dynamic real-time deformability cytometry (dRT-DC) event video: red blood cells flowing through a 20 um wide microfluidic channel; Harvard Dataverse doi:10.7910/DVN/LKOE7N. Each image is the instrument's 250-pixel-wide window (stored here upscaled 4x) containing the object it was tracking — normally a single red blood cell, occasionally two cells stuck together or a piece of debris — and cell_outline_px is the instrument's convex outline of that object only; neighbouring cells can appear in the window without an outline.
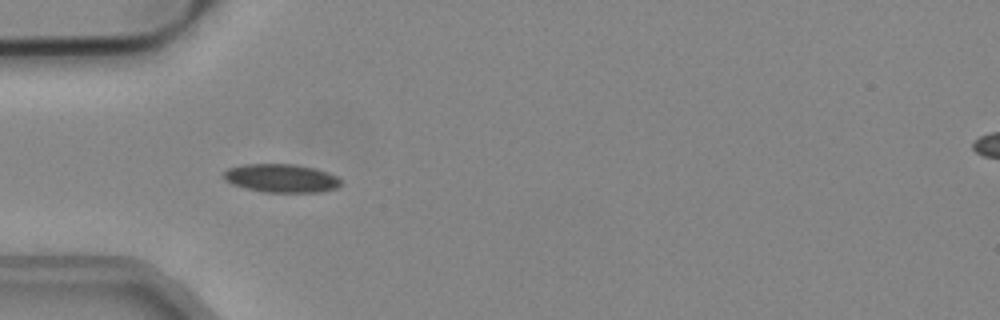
{"species": "common noctule bat (a hibernating species)", "species_latin": "Nyctalus noctula", "temperature_condition": "cold", "stored_images_in_passage": 36, "camera_frame_rate_fps": 3000, "um_per_image_px": 0.085, "animal": {"sex": "male", "body_mass_g": 19.2, "forearm_length_mm": 51.8}, "frame": {"image": 1, "passage_image": 10, "time_ms": 3.0, "image_size_px": [1000, 320], "cell_outline_px": [[340, 184], [336, 188], [320, 192], [268, 192], [248, 188], [232, 184], [224, 180], [224, 172], [228, 168], [244, 164], [296, 164], [316, 168], [336, 176], [340, 180]], "centroid_in_image_um": [23.91, 15.14], "position_along_channel_um": 61.1, "area_um2": 19.25}}
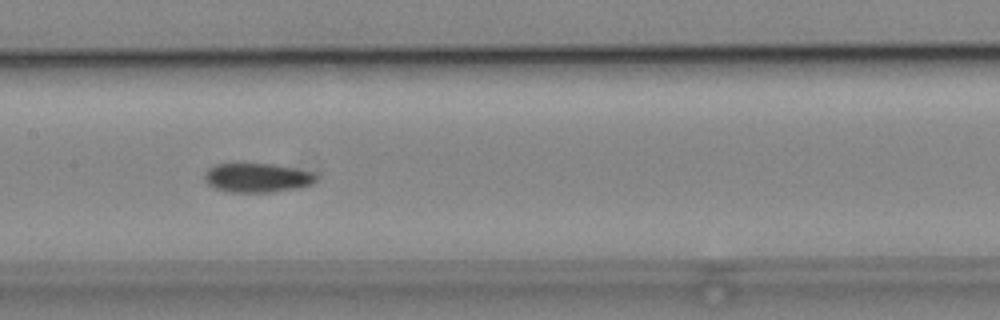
{"frame": {"image": 2, "passage_image": 20, "time_ms": 6.333, "image_size_px": [1000, 320], "cell_outline_px": [[316, 176], [308, 184], [292, 188], [268, 192], [232, 192], [216, 188], [208, 184], [204, 180], [204, 172], [208, 168], [216, 164], [272, 164], [312, 172]], "centroid_in_image_um": [21.74, 15.09], "position_along_channel_um": 185.7, "area_um2": 18.32}}
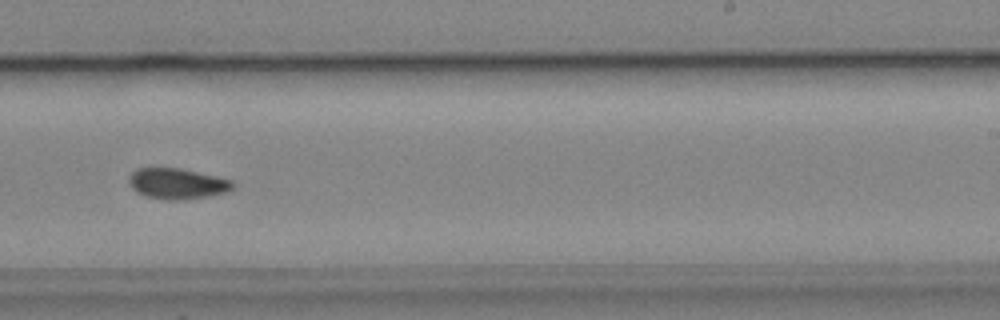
{"frame": {"image": 3, "passage_image": 27, "time_ms": 8.667, "image_size_px": [1000, 320], "cell_outline_px": [[236, 184], [228, 192], [208, 196], [180, 200], [168, 200], [148, 196], [136, 192], [132, 188], [128, 180], [128, 176], [136, 168], [180, 168], [232, 180]], "centroid_in_image_um": [15.06, 15.6], "position_along_channel_um": 273.9, "area_um2": 18.55}}